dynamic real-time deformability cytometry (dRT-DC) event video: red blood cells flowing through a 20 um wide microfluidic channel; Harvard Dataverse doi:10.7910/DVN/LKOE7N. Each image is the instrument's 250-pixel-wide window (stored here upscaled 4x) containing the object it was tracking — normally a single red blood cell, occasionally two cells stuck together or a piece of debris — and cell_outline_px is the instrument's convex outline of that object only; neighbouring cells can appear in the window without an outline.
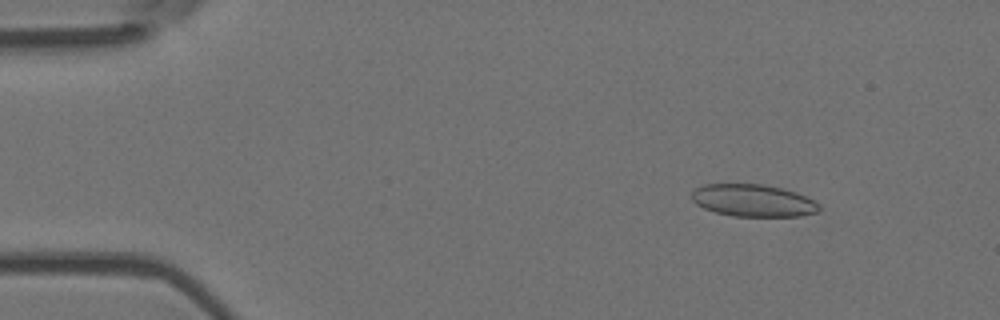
{"species": "Egyptian fruit bat (a non-hibernating species)", "species_latin": "Rousettus aegyptiacus", "temperature_condition": "room temperature", "stored_images_in_passage": 55, "segment_of_instrument_passage": [1, 2], "camera_frame_rate_fps": 3000, "um_per_image_px": 0.085, "animal": {"sex": "female"}, "frame": {"image": 1, "passage_image": 7, "time_ms": 2.0, "image_size_px": [1000, 320], "cell_outline_px": [[820, 208], [816, 212], [800, 216], [732, 216], [716, 212], [704, 208], [696, 204], [692, 200], [692, 192], [696, 188], [704, 184], [760, 184], [780, 188], [796, 192], [820, 204]], "centroid_in_image_um": [63.99, 17.04], "position_along_channel_um": 21.0, "area_um2": 23.76}}
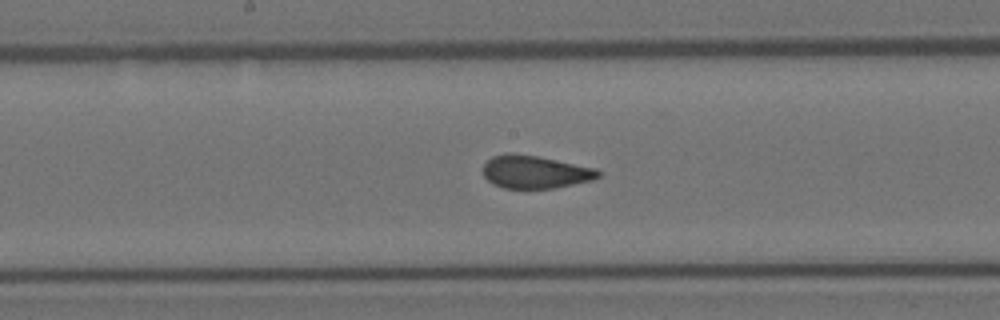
{"frame": {"image": 2, "passage_image": 28, "time_ms": 9.0, "image_size_px": [1000, 320], "cell_outline_px": [[600, 176], [592, 180], [556, 188], [504, 188], [492, 184], [484, 176], [484, 164], [492, 156], [508, 152], [536, 156], [596, 168], [600, 172]], "centroid_in_image_um": [45.47, 14.62], "position_along_channel_um": 202.7, "area_um2": 21.96}}
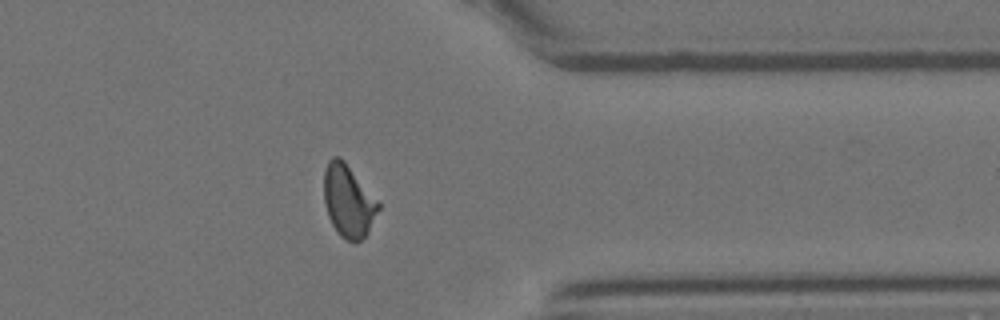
{"frame": {"image": 3, "passage_image": 43, "time_ms": 14.0, "image_size_px": [1000, 320], "cell_outline_px": [[380, 208], [368, 232], [356, 244], [352, 244], [344, 240], [340, 236], [332, 224], [328, 216], [324, 200], [324, 168], [328, 160], [332, 156], [340, 156], [344, 160], [380, 200]], "centroid_in_image_um": [29.63, 17.07], "position_along_channel_um": 381.8, "area_um2": 23.58}}